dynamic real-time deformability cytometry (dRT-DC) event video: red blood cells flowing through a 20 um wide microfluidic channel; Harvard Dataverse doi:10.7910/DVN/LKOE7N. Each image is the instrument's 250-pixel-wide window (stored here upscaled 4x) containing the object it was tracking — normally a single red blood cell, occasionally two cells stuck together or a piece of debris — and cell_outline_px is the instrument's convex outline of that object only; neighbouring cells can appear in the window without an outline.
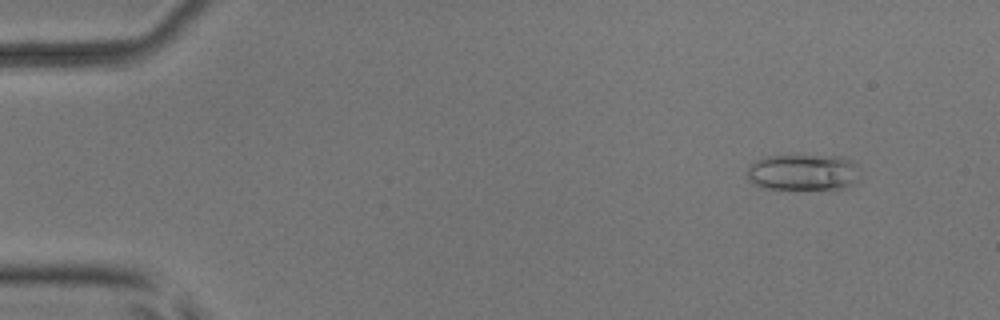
{"species": "common noctule bat (a hibernating species)", "species_latin": "Nyctalus noctula", "temperature_condition": "room temperature", "stored_images_in_passage": 28, "camera_frame_rate_fps": 3000, "um_per_image_px": 0.085, "animal": {"sex": "male", "body_mass_g": 17.9, "forearm_length_mm": 54.2}, "frame": {"image": 1, "passage_image": 6, "time_ms": 1.667, "image_size_px": [1000, 320], "cell_outline_px": [[856, 180], [852, 184], [844, 188], [760, 188], [748, 176], [748, 168], [756, 160], [764, 156], [792, 152], [840, 156], [852, 160]], "centroid_in_image_um": [68.19, 14.56], "position_along_channel_um": 16.8, "area_um2": 24.1}}
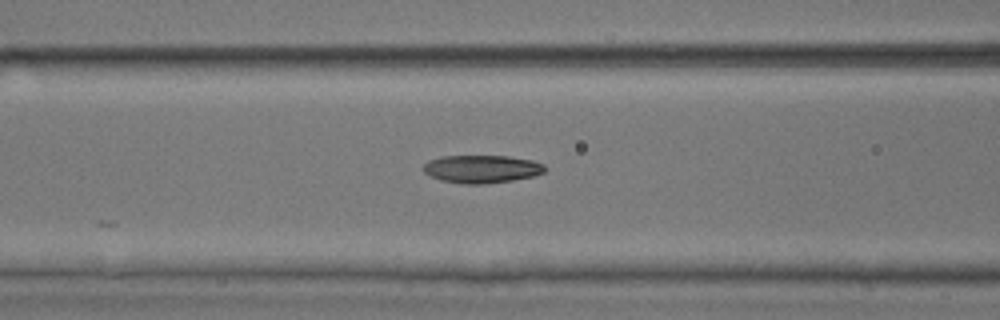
{"frame": {"image": 2, "passage_image": 23, "time_ms": 7.333, "image_size_px": [1000, 320], "cell_outline_px": [[548, 168], [544, 172], [532, 176], [512, 180], [484, 184], [464, 184], [440, 180], [424, 172], [424, 164], [428, 160], [440, 156], [508, 156], [532, 160], [544, 164]], "centroid_in_image_um": [40.96, 14.36], "position_along_channel_um": 125.6, "area_um2": 19.77}}
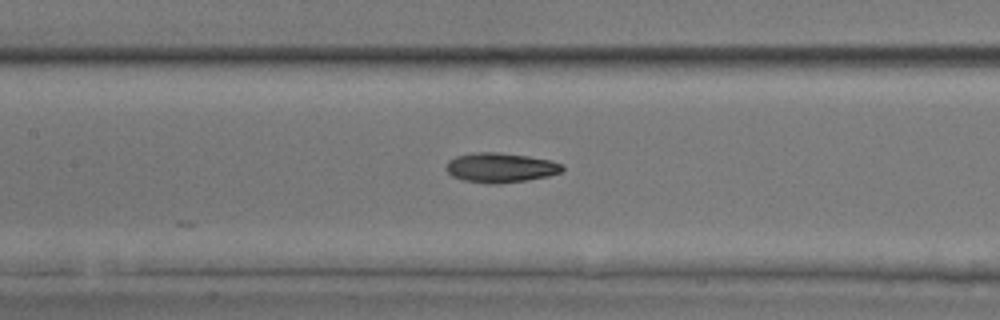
{"frame": {"image": 3, "passage_image": 26, "time_ms": 8.333, "image_size_px": [1000, 320], "cell_outline_px": [[564, 168], [560, 172], [548, 176], [524, 180], [496, 184], [488, 184], [464, 180], [452, 176], [444, 168], [448, 160], [456, 156], [472, 152], [500, 152], [528, 156], [552, 160], [564, 164]], "centroid_in_image_um": [42.52, 14.23], "position_along_channel_um": 164.9, "area_um2": 20.23}}